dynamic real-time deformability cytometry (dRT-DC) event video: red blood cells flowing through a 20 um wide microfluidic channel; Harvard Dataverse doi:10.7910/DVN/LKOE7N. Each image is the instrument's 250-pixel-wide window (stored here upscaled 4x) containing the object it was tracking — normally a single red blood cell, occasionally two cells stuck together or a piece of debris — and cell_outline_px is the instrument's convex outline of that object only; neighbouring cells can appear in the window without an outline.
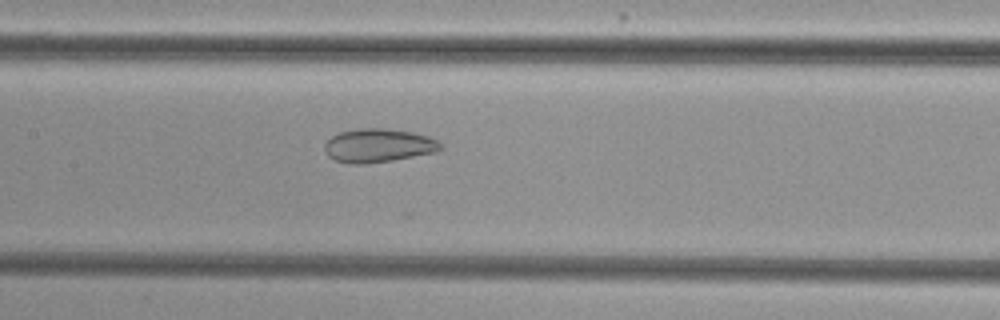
{"species": "common noctule bat (a hibernating species)", "species_latin": "Nyctalus noctula", "temperature_condition": "cold", "stored_images_in_passage": 39, "camera_frame_rate_fps": 3000, "um_per_image_px": 0.085, "animal": {"sex": "female", "body_mass_g": 29.2, "forearm_length_mm": 56.3}, "frame": {"image": 1, "passage_image": 12, "time_ms": 3.667, "image_size_px": [1000, 320], "cell_outline_px": [[444, 148], [436, 152], [392, 160], [364, 164], [348, 164], [336, 160], [328, 156], [324, 152], [324, 144], [332, 136], [340, 132], [356, 128], [384, 128], [412, 132], [428, 136], [436, 140]], "centroid_in_image_um": [32.13, 12.37], "position_along_channel_um": 175.3, "area_um2": 22.77}}
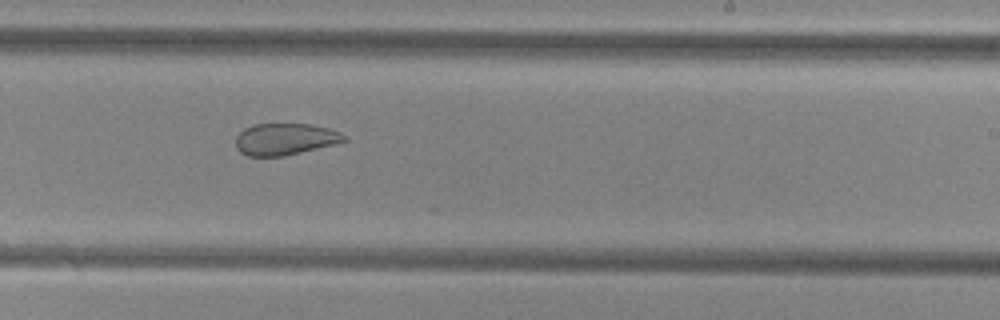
{"frame": {"image": 2, "passage_image": 19, "time_ms": 6.0, "image_size_px": [1000, 320], "cell_outline_px": [[348, 140], [336, 144], [284, 156], [248, 156], [240, 152], [236, 148], [236, 136], [244, 128], [252, 124], [308, 124], [328, 128], [340, 132], [348, 136]], "centroid_in_image_um": [24.24, 11.83], "position_along_channel_um": 264.8, "area_um2": 20.17}}
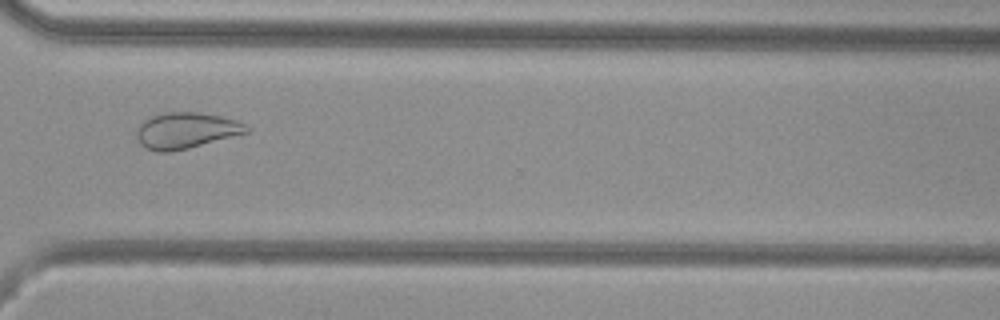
{"frame": {"image": 3, "passage_image": 26, "time_ms": 8.333, "image_size_px": [1000, 320], "cell_outline_px": [[248, 132], [188, 148], [172, 152], [156, 152], [140, 144], [136, 136], [136, 128], [144, 120], [152, 116], [168, 112], [196, 112], [220, 116], [236, 120], [244, 124], [248, 128]], "centroid_in_image_um": [15.76, 11.1], "position_along_channel_um": 354.8, "area_um2": 22.83}, "authors_computed_cell_mechanics": {"area_um2": 23.4668, "velocity_mm_per_s": 3.8483, "shape_relaxation_time_tau1_ms": null, "shape_relaxation_time_tau2_ms": 1.7041, "deformation_change_tau1": null, "deformation_change_tau2": 0.0674}}